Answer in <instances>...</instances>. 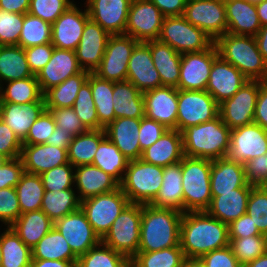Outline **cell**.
<instances>
[{
  "label": "cell",
  "mask_w": 267,
  "mask_h": 267,
  "mask_svg": "<svg viewBox=\"0 0 267 267\" xmlns=\"http://www.w3.org/2000/svg\"><path fill=\"white\" fill-rule=\"evenodd\" d=\"M72 4L70 0H30L28 13L52 25Z\"/></svg>",
  "instance_id": "55"
},
{
  "label": "cell",
  "mask_w": 267,
  "mask_h": 267,
  "mask_svg": "<svg viewBox=\"0 0 267 267\" xmlns=\"http://www.w3.org/2000/svg\"><path fill=\"white\" fill-rule=\"evenodd\" d=\"M257 15L261 26L267 25V0L262 1L259 4H256Z\"/></svg>",
  "instance_id": "72"
},
{
  "label": "cell",
  "mask_w": 267,
  "mask_h": 267,
  "mask_svg": "<svg viewBox=\"0 0 267 267\" xmlns=\"http://www.w3.org/2000/svg\"><path fill=\"white\" fill-rule=\"evenodd\" d=\"M2 261L0 267H30L31 249L11 227L1 234Z\"/></svg>",
  "instance_id": "43"
},
{
  "label": "cell",
  "mask_w": 267,
  "mask_h": 267,
  "mask_svg": "<svg viewBox=\"0 0 267 267\" xmlns=\"http://www.w3.org/2000/svg\"><path fill=\"white\" fill-rule=\"evenodd\" d=\"M185 256L180 245L153 252H138L131 260L132 267H181Z\"/></svg>",
  "instance_id": "48"
},
{
  "label": "cell",
  "mask_w": 267,
  "mask_h": 267,
  "mask_svg": "<svg viewBox=\"0 0 267 267\" xmlns=\"http://www.w3.org/2000/svg\"><path fill=\"white\" fill-rule=\"evenodd\" d=\"M73 137L74 136L71 133L64 132L62 128L56 126L46 144L54 145L67 150L70 142L73 140Z\"/></svg>",
  "instance_id": "68"
},
{
  "label": "cell",
  "mask_w": 267,
  "mask_h": 267,
  "mask_svg": "<svg viewBox=\"0 0 267 267\" xmlns=\"http://www.w3.org/2000/svg\"><path fill=\"white\" fill-rule=\"evenodd\" d=\"M248 79L232 64L218 56L212 64L206 91L220 104L231 98Z\"/></svg>",
  "instance_id": "23"
},
{
  "label": "cell",
  "mask_w": 267,
  "mask_h": 267,
  "mask_svg": "<svg viewBox=\"0 0 267 267\" xmlns=\"http://www.w3.org/2000/svg\"><path fill=\"white\" fill-rule=\"evenodd\" d=\"M2 261V250H1V235H0V265Z\"/></svg>",
  "instance_id": "77"
},
{
  "label": "cell",
  "mask_w": 267,
  "mask_h": 267,
  "mask_svg": "<svg viewBox=\"0 0 267 267\" xmlns=\"http://www.w3.org/2000/svg\"><path fill=\"white\" fill-rule=\"evenodd\" d=\"M73 189L45 190L40 210L53 221L61 219L80 208V201Z\"/></svg>",
  "instance_id": "44"
},
{
  "label": "cell",
  "mask_w": 267,
  "mask_h": 267,
  "mask_svg": "<svg viewBox=\"0 0 267 267\" xmlns=\"http://www.w3.org/2000/svg\"><path fill=\"white\" fill-rule=\"evenodd\" d=\"M165 17L182 16L187 0H150Z\"/></svg>",
  "instance_id": "67"
},
{
  "label": "cell",
  "mask_w": 267,
  "mask_h": 267,
  "mask_svg": "<svg viewBox=\"0 0 267 267\" xmlns=\"http://www.w3.org/2000/svg\"><path fill=\"white\" fill-rule=\"evenodd\" d=\"M182 16L214 42L227 32L224 0H187Z\"/></svg>",
  "instance_id": "13"
},
{
  "label": "cell",
  "mask_w": 267,
  "mask_h": 267,
  "mask_svg": "<svg viewBox=\"0 0 267 267\" xmlns=\"http://www.w3.org/2000/svg\"><path fill=\"white\" fill-rule=\"evenodd\" d=\"M255 39L258 49L262 54L264 61L267 63V25L260 28Z\"/></svg>",
  "instance_id": "71"
},
{
  "label": "cell",
  "mask_w": 267,
  "mask_h": 267,
  "mask_svg": "<svg viewBox=\"0 0 267 267\" xmlns=\"http://www.w3.org/2000/svg\"><path fill=\"white\" fill-rule=\"evenodd\" d=\"M7 156L4 154L0 153V168L9 160Z\"/></svg>",
  "instance_id": "75"
},
{
  "label": "cell",
  "mask_w": 267,
  "mask_h": 267,
  "mask_svg": "<svg viewBox=\"0 0 267 267\" xmlns=\"http://www.w3.org/2000/svg\"><path fill=\"white\" fill-rule=\"evenodd\" d=\"M229 129L220 115L213 120L190 126L182 134L184 156L215 160L227 157L230 148Z\"/></svg>",
  "instance_id": "3"
},
{
  "label": "cell",
  "mask_w": 267,
  "mask_h": 267,
  "mask_svg": "<svg viewBox=\"0 0 267 267\" xmlns=\"http://www.w3.org/2000/svg\"><path fill=\"white\" fill-rule=\"evenodd\" d=\"M219 115V104L206 90H178L176 130L210 120Z\"/></svg>",
  "instance_id": "10"
},
{
  "label": "cell",
  "mask_w": 267,
  "mask_h": 267,
  "mask_svg": "<svg viewBox=\"0 0 267 267\" xmlns=\"http://www.w3.org/2000/svg\"><path fill=\"white\" fill-rule=\"evenodd\" d=\"M23 143L16 134L0 118V153L10 159L18 158L21 154Z\"/></svg>",
  "instance_id": "63"
},
{
  "label": "cell",
  "mask_w": 267,
  "mask_h": 267,
  "mask_svg": "<svg viewBox=\"0 0 267 267\" xmlns=\"http://www.w3.org/2000/svg\"><path fill=\"white\" fill-rule=\"evenodd\" d=\"M253 185L234 189V192L220 193V196H212L211 204L206 212L229 225L234 220L246 214L247 202Z\"/></svg>",
  "instance_id": "32"
},
{
  "label": "cell",
  "mask_w": 267,
  "mask_h": 267,
  "mask_svg": "<svg viewBox=\"0 0 267 267\" xmlns=\"http://www.w3.org/2000/svg\"><path fill=\"white\" fill-rule=\"evenodd\" d=\"M54 118L57 127L64 132L76 135L85 133L88 129L82 124L72 107L70 108H46Z\"/></svg>",
  "instance_id": "57"
},
{
  "label": "cell",
  "mask_w": 267,
  "mask_h": 267,
  "mask_svg": "<svg viewBox=\"0 0 267 267\" xmlns=\"http://www.w3.org/2000/svg\"><path fill=\"white\" fill-rule=\"evenodd\" d=\"M109 36L110 34L98 23L91 19L86 22L81 40L75 50L82 70L94 73L99 67Z\"/></svg>",
  "instance_id": "20"
},
{
  "label": "cell",
  "mask_w": 267,
  "mask_h": 267,
  "mask_svg": "<svg viewBox=\"0 0 267 267\" xmlns=\"http://www.w3.org/2000/svg\"><path fill=\"white\" fill-rule=\"evenodd\" d=\"M31 76L34 75L29 68L24 48L18 45L0 46L1 82L21 80Z\"/></svg>",
  "instance_id": "37"
},
{
  "label": "cell",
  "mask_w": 267,
  "mask_h": 267,
  "mask_svg": "<svg viewBox=\"0 0 267 267\" xmlns=\"http://www.w3.org/2000/svg\"><path fill=\"white\" fill-rule=\"evenodd\" d=\"M54 227L66 239L77 257L101 242L81 208L54 222Z\"/></svg>",
  "instance_id": "17"
},
{
  "label": "cell",
  "mask_w": 267,
  "mask_h": 267,
  "mask_svg": "<svg viewBox=\"0 0 267 267\" xmlns=\"http://www.w3.org/2000/svg\"><path fill=\"white\" fill-rule=\"evenodd\" d=\"M263 83L248 80L231 98L219 104V115L229 129L254 123L259 88Z\"/></svg>",
  "instance_id": "11"
},
{
  "label": "cell",
  "mask_w": 267,
  "mask_h": 267,
  "mask_svg": "<svg viewBox=\"0 0 267 267\" xmlns=\"http://www.w3.org/2000/svg\"><path fill=\"white\" fill-rule=\"evenodd\" d=\"M142 204L130 203L114 220L101 242L131 260L140 243Z\"/></svg>",
  "instance_id": "7"
},
{
  "label": "cell",
  "mask_w": 267,
  "mask_h": 267,
  "mask_svg": "<svg viewBox=\"0 0 267 267\" xmlns=\"http://www.w3.org/2000/svg\"><path fill=\"white\" fill-rule=\"evenodd\" d=\"M141 119L122 117L104 128L106 137L130 160L141 158L139 129Z\"/></svg>",
  "instance_id": "26"
},
{
  "label": "cell",
  "mask_w": 267,
  "mask_h": 267,
  "mask_svg": "<svg viewBox=\"0 0 267 267\" xmlns=\"http://www.w3.org/2000/svg\"><path fill=\"white\" fill-rule=\"evenodd\" d=\"M162 179L161 188L150 205L184 213L182 161L163 167Z\"/></svg>",
  "instance_id": "33"
},
{
  "label": "cell",
  "mask_w": 267,
  "mask_h": 267,
  "mask_svg": "<svg viewBox=\"0 0 267 267\" xmlns=\"http://www.w3.org/2000/svg\"><path fill=\"white\" fill-rule=\"evenodd\" d=\"M163 167L143 160H130L120 188L130 203L150 204L157 196L163 181Z\"/></svg>",
  "instance_id": "6"
},
{
  "label": "cell",
  "mask_w": 267,
  "mask_h": 267,
  "mask_svg": "<svg viewBox=\"0 0 267 267\" xmlns=\"http://www.w3.org/2000/svg\"><path fill=\"white\" fill-rule=\"evenodd\" d=\"M132 0H87L89 18L110 35L125 34Z\"/></svg>",
  "instance_id": "21"
},
{
  "label": "cell",
  "mask_w": 267,
  "mask_h": 267,
  "mask_svg": "<svg viewBox=\"0 0 267 267\" xmlns=\"http://www.w3.org/2000/svg\"><path fill=\"white\" fill-rule=\"evenodd\" d=\"M56 127L54 118L49 110H44L34 121L23 144H43L53 133Z\"/></svg>",
  "instance_id": "56"
},
{
  "label": "cell",
  "mask_w": 267,
  "mask_h": 267,
  "mask_svg": "<svg viewBox=\"0 0 267 267\" xmlns=\"http://www.w3.org/2000/svg\"><path fill=\"white\" fill-rule=\"evenodd\" d=\"M24 172V166L20 157L9 159L0 168V189L15 188Z\"/></svg>",
  "instance_id": "64"
},
{
  "label": "cell",
  "mask_w": 267,
  "mask_h": 267,
  "mask_svg": "<svg viewBox=\"0 0 267 267\" xmlns=\"http://www.w3.org/2000/svg\"><path fill=\"white\" fill-rule=\"evenodd\" d=\"M24 15L0 9V46L18 45Z\"/></svg>",
  "instance_id": "54"
},
{
  "label": "cell",
  "mask_w": 267,
  "mask_h": 267,
  "mask_svg": "<svg viewBox=\"0 0 267 267\" xmlns=\"http://www.w3.org/2000/svg\"><path fill=\"white\" fill-rule=\"evenodd\" d=\"M29 7L30 0H0V9L10 13L26 14Z\"/></svg>",
  "instance_id": "69"
},
{
  "label": "cell",
  "mask_w": 267,
  "mask_h": 267,
  "mask_svg": "<svg viewBox=\"0 0 267 267\" xmlns=\"http://www.w3.org/2000/svg\"><path fill=\"white\" fill-rule=\"evenodd\" d=\"M113 108L115 119L145 117L143 93L130 81L113 82Z\"/></svg>",
  "instance_id": "35"
},
{
  "label": "cell",
  "mask_w": 267,
  "mask_h": 267,
  "mask_svg": "<svg viewBox=\"0 0 267 267\" xmlns=\"http://www.w3.org/2000/svg\"><path fill=\"white\" fill-rule=\"evenodd\" d=\"M87 82L90 84L95 103L99 129H104L115 120L113 108V81L99 78L94 73H89Z\"/></svg>",
  "instance_id": "39"
},
{
  "label": "cell",
  "mask_w": 267,
  "mask_h": 267,
  "mask_svg": "<svg viewBox=\"0 0 267 267\" xmlns=\"http://www.w3.org/2000/svg\"><path fill=\"white\" fill-rule=\"evenodd\" d=\"M138 40L126 34L110 35L106 50L94 74L113 82L127 80V67Z\"/></svg>",
  "instance_id": "12"
},
{
  "label": "cell",
  "mask_w": 267,
  "mask_h": 267,
  "mask_svg": "<svg viewBox=\"0 0 267 267\" xmlns=\"http://www.w3.org/2000/svg\"><path fill=\"white\" fill-rule=\"evenodd\" d=\"M228 225L206 211L185 212L181 218L179 245L185 258L199 259L229 245Z\"/></svg>",
  "instance_id": "1"
},
{
  "label": "cell",
  "mask_w": 267,
  "mask_h": 267,
  "mask_svg": "<svg viewBox=\"0 0 267 267\" xmlns=\"http://www.w3.org/2000/svg\"><path fill=\"white\" fill-rule=\"evenodd\" d=\"M218 56L215 43L204 51L182 54L177 89L206 90L213 61Z\"/></svg>",
  "instance_id": "15"
},
{
  "label": "cell",
  "mask_w": 267,
  "mask_h": 267,
  "mask_svg": "<svg viewBox=\"0 0 267 267\" xmlns=\"http://www.w3.org/2000/svg\"><path fill=\"white\" fill-rule=\"evenodd\" d=\"M81 71L75 51L54 47L49 62L38 72L36 78L44 94L48 89L58 86Z\"/></svg>",
  "instance_id": "24"
},
{
  "label": "cell",
  "mask_w": 267,
  "mask_h": 267,
  "mask_svg": "<svg viewBox=\"0 0 267 267\" xmlns=\"http://www.w3.org/2000/svg\"><path fill=\"white\" fill-rule=\"evenodd\" d=\"M75 168L70 162L54 167L42 173L41 179L43 187L48 191H59L65 189H72L74 185V172Z\"/></svg>",
  "instance_id": "53"
},
{
  "label": "cell",
  "mask_w": 267,
  "mask_h": 267,
  "mask_svg": "<svg viewBox=\"0 0 267 267\" xmlns=\"http://www.w3.org/2000/svg\"><path fill=\"white\" fill-rule=\"evenodd\" d=\"M130 260L100 242L77 258L76 267H128Z\"/></svg>",
  "instance_id": "47"
},
{
  "label": "cell",
  "mask_w": 267,
  "mask_h": 267,
  "mask_svg": "<svg viewBox=\"0 0 267 267\" xmlns=\"http://www.w3.org/2000/svg\"><path fill=\"white\" fill-rule=\"evenodd\" d=\"M204 267H241L230 246L216 249L199 258Z\"/></svg>",
  "instance_id": "62"
},
{
  "label": "cell",
  "mask_w": 267,
  "mask_h": 267,
  "mask_svg": "<svg viewBox=\"0 0 267 267\" xmlns=\"http://www.w3.org/2000/svg\"><path fill=\"white\" fill-rule=\"evenodd\" d=\"M247 1L250 2V3H252V4H254V5H256V4L261 3L264 0H247Z\"/></svg>",
  "instance_id": "76"
},
{
  "label": "cell",
  "mask_w": 267,
  "mask_h": 267,
  "mask_svg": "<svg viewBox=\"0 0 267 267\" xmlns=\"http://www.w3.org/2000/svg\"><path fill=\"white\" fill-rule=\"evenodd\" d=\"M212 160L182 159V187L185 212L206 211L212 200L210 174Z\"/></svg>",
  "instance_id": "5"
},
{
  "label": "cell",
  "mask_w": 267,
  "mask_h": 267,
  "mask_svg": "<svg viewBox=\"0 0 267 267\" xmlns=\"http://www.w3.org/2000/svg\"><path fill=\"white\" fill-rule=\"evenodd\" d=\"M254 123L267 130V82H264L259 88L254 111Z\"/></svg>",
  "instance_id": "66"
},
{
  "label": "cell",
  "mask_w": 267,
  "mask_h": 267,
  "mask_svg": "<svg viewBox=\"0 0 267 267\" xmlns=\"http://www.w3.org/2000/svg\"><path fill=\"white\" fill-rule=\"evenodd\" d=\"M7 83L5 89L0 87V102L24 104L44 100L36 75Z\"/></svg>",
  "instance_id": "45"
},
{
  "label": "cell",
  "mask_w": 267,
  "mask_h": 267,
  "mask_svg": "<svg viewBox=\"0 0 267 267\" xmlns=\"http://www.w3.org/2000/svg\"><path fill=\"white\" fill-rule=\"evenodd\" d=\"M229 239V246L242 266H246L249 262L267 252V238L265 235Z\"/></svg>",
  "instance_id": "50"
},
{
  "label": "cell",
  "mask_w": 267,
  "mask_h": 267,
  "mask_svg": "<svg viewBox=\"0 0 267 267\" xmlns=\"http://www.w3.org/2000/svg\"><path fill=\"white\" fill-rule=\"evenodd\" d=\"M52 26L50 23L43 21L29 13L24 15L23 26L19 37L18 46L30 48L37 45L51 43Z\"/></svg>",
  "instance_id": "49"
},
{
  "label": "cell",
  "mask_w": 267,
  "mask_h": 267,
  "mask_svg": "<svg viewBox=\"0 0 267 267\" xmlns=\"http://www.w3.org/2000/svg\"><path fill=\"white\" fill-rule=\"evenodd\" d=\"M264 154H267V130L256 123L231 129L227 154L230 160L244 164Z\"/></svg>",
  "instance_id": "16"
},
{
  "label": "cell",
  "mask_w": 267,
  "mask_h": 267,
  "mask_svg": "<svg viewBox=\"0 0 267 267\" xmlns=\"http://www.w3.org/2000/svg\"><path fill=\"white\" fill-rule=\"evenodd\" d=\"M214 43L219 56L235 66L248 80L267 82V63L254 36L226 32Z\"/></svg>",
  "instance_id": "4"
},
{
  "label": "cell",
  "mask_w": 267,
  "mask_h": 267,
  "mask_svg": "<svg viewBox=\"0 0 267 267\" xmlns=\"http://www.w3.org/2000/svg\"><path fill=\"white\" fill-rule=\"evenodd\" d=\"M21 214L16 188L0 189V221L10 227Z\"/></svg>",
  "instance_id": "58"
},
{
  "label": "cell",
  "mask_w": 267,
  "mask_h": 267,
  "mask_svg": "<svg viewBox=\"0 0 267 267\" xmlns=\"http://www.w3.org/2000/svg\"><path fill=\"white\" fill-rule=\"evenodd\" d=\"M106 137L104 129L88 130L70 142L68 160L74 166L92 164L99 143Z\"/></svg>",
  "instance_id": "40"
},
{
  "label": "cell",
  "mask_w": 267,
  "mask_h": 267,
  "mask_svg": "<svg viewBox=\"0 0 267 267\" xmlns=\"http://www.w3.org/2000/svg\"><path fill=\"white\" fill-rule=\"evenodd\" d=\"M168 129L147 117L141 118L139 129V145L141 152L154 144Z\"/></svg>",
  "instance_id": "61"
},
{
  "label": "cell",
  "mask_w": 267,
  "mask_h": 267,
  "mask_svg": "<svg viewBox=\"0 0 267 267\" xmlns=\"http://www.w3.org/2000/svg\"><path fill=\"white\" fill-rule=\"evenodd\" d=\"M129 159H127L114 143L105 137L98 145L92 165L122 182Z\"/></svg>",
  "instance_id": "42"
},
{
  "label": "cell",
  "mask_w": 267,
  "mask_h": 267,
  "mask_svg": "<svg viewBox=\"0 0 267 267\" xmlns=\"http://www.w3.org/2000/svg\"><path fill=\"white\" fill-rule=\"evenodd\" d=\"M227 32L233 35L256 36L262 27L256 5L247 0H224Z\"/></svg>",
  "instance_id": "30"
},
{
  "label": "cell",
  "mask_w": 267,
  "mask_h": 267,
  "mask_svg": "<svg viewBox=\"0 0 267 267\" xmlns=\"http://www.w3.org/2000/svg\"><path fill=\"white\" fill-rule=\"evenodd\" d=\"M158 40L179 54L204 51L214 43L203 30L183 16L165 17Z\"/></svg>",
  "instance_id": "8"
},
{
  "label": "cell",
  "mask_w": 267,
  "mask_h": 267,
  "mask_svg": "<svg viewBox=\"0 0 267 267\" xmlns=\"http://www.w3.org/2000/svg\"><path fill=\"white\" fill-rule=\"evenodd\" d=\"M45 109L44 100L24 104L0 102V118L23 142L30 127Z\"/></svg>",
  "instance_id": "27"
},
{
  "label": "cell",
  "mask_w": 267,
  "mask_h": 267,
  "mask_svg": "<svg viewBox=\"0 0 267 267\" xmlns=\"http://www.w3.org/2000/svg\"><path fill=\"white\" fill-rule=\"evenodd\" d=\"M32 259L61 260L77 262V256L72 252L69 244L62 234L53 227L31 249Z\"/></svg>",
  "instance_id": "38"
},
{
  "label": "cell",
  "mask_w": 267,
  "mask_h": 267,
  "mask_svg": "<svg viewBox=\"0 0 267 267\" xmlns=\"http://www.w3.org/2000/svg\"><path fill=\"white\" fill-rule=\"evenodd\" d=\"M246 213L259 232L267 234V186H253L247 202Z\"/></svg>",
  "instance_id": "52"
},
{
  "label": "cell",
  "mask_w": 267,
  "mask_h": 267,
  "mask_svg": "<svg viewBox=\"0 0 267 267\" xmlns=\"http://www.w3.org/2000/svg\"><path fill=\"white\" fill-rule=\"evenodd\" d=\"M229 238H243L263 235L259 232L252 218L246 213L228 225Z\"/></svg>",
  "instance_id": "65"
},
{
  "label": "cell",
  "mask_w": 267,
  "mask_h": 267,
  "mask_svg": "<svg viewBox=\"0 0 267 267\" xmlns=\"http://www.w3.org/2000/svg\"><path fill=\"white\" fill-rule=\"evenodd\" d=\"M184 157L182 134L168 129L154 144L142 151L141 160L166 167L182 161Z\"/></svg>",
  "instance_id": "31"
},
{
  "label": "cell",
  "mask_w": 267,
  "mask_h": 267,
  "mask_svg": "<svg viewBox=\"0 0 267 267\" xmlns=\"http://www.w3.org/2000/svg\"><path fill=\"white\" fill-rule=\"evenodd\" d=\"M150 47L154 66L159 73L162 86L178 87L180 77L181 56L168 44L160 40L145 42Z\"/></svg>",
  "instance_id": "34"
},
{
  "label": "cell",
  "mask_w": 267,
  "mask_h": 267,
  "mask_svg": "<svg viewBox=\"0 0 267 267\" xmlns=\"http://www.w3.org/2000/svg\"><path fill=\"white\" fill-rule=\"evenodd\" d=\"M246 181L253 186H267V154L244 163Z\"/></svg>",
  "instance_id": "59"
},
{
  "label": "cell",
  "mask_w": 267,
  "mask_h": 267,
  "mask_svg": "<svg viewBox=\"0 0 267 267\" xmlns=\"http://www.w3.org/2000/svg\"><path fill=\"white\" fill-rule=\"evenodd\" d=\"M145 117L155 120L167 129H176L178 89L161 86L143 93Z\"/></svg>",
  "instance_id": "19"
},
{
  "label": "cell",
  "mask_w": 267,
  "mask_h": 267,
  "mask_svg": "<svg viewBox=\"0 0 267 267\" xmlns=\"http://www.w3.org/2000/svg\"><path fill=\"white\" fill-rule=\"evenodd\" d=\"M15 188L22 214L40 210L45 192L40 175L24 172Z\"/></svg>",
  "instance_id": "46"
},
{
  "label": "cell",
  "mask_w": 267,
  "mask_h": 267,
  "mask_svg": "<svg viewBox=\"0 0 267 267\" xmlns=\"http://www.w3.org/2000/svg\"><path fill=\"white\" fill-rule=\"evenodd\" d=\"M165 16L150 0H132L125 34L139 42L158 39Z\"/></svg>",
  "instance_id": "14"
},
{
  "label": "cell",
  "mask_w": 267,
  "mask_h": 267,
  "mask_svg": "<svg viewBox=\"0 0 267 267\" xmlns=\"http://www.w3.org/2000/svg\"><path fill=\"white\" fill-rule=\"evenodd\" d=\"M183 213L142 204L138 252H153L179 246Z\"/></svg>",
  "instance_id": "2"
},
{
  "label": "cell",
  "mask_w": 267,
  "mask_h": 267,
  "mask_svg": "<svg viewBox=\"0 0 267 267\" xmlns=\"http://www.w3.org/2000/svg\"><path fill=\"white\" fill-rule=\"evenodd\" d=\"M25 172L42 173L69 162L67 150L50 144H23L20 154Z\"/></svg>",
  "instance_id": "25"
},
{
  "label": "cell",
  "mask_w": 267,
  "mask_h": 267,
  "mask_svg": "<svg viewBox=\"0 0 267 267\" xmlns=\"http://www.w3.org/2000/svg\"><path fill=\"white\" fill-rule=\"evenodd\" d=\"M127 81H130L141 93L162 86L152 60L150 47L145 42H139L132 51L127 67Z\"/></svg>",
  "instance_id": "22"
},
{
  "label": "cell",
  "mask_w": 267,
  "mask_h": 267,
  "mask_svg": "<svg viewBox=\"0 0 267 267\" xmlns=\"http://www.w3.org/2000/svg\"><path fill=\"white\" fill-rule=\"evenodd\" d=\"M73 110L88 130H99V120L90 84L86 81L78 91Z\"/></svg>",
  "instance_id": "51"
},
{
  "label": "cell",
  "mask_w": 267,
  "mask_h": 267,
  "mask_svg": "<svg viewBox=\"0 0 267 267\" xmlns=\"http://www.w3.org/2000/svg\"><path fill=\"white\" fill-rule=\"evenodd\" d=\"M130 204L122 189L99 194L80 202L87 221L94 232L102 239L111 228L114 220Z\"/></svg>",
  "instance_id": "9"
},
{
  "label": "cell",
  "mask_w": 267,
  "mask_h": 267,
  "mask_svg": "<svg viewBox=\"0 0 267 267\" xmlns=\"http://www.w3.org/2000/svg\"><path fill=\"white\" fill-rule=\"evenodd\" d=\"M181 267H204L200 259L197 258H185Z\"/></svg>",
  "instance_id": "74"
},
{
  "label": "cell",
  "mask_w": 267,
  "mask_h": 267,
  "mask_svg": "<svg viewBox=\"0 0 267 267\" xmlns=\"http://www.w3.org/2000/svg\"><path fill=\"white\" fill-rule=\"evenodd\" d=\"M74 170V183L79 192L80 202L120 187V183L114 177L92 164L80 165Z\"/></svg>",
  "instance_id": "28"
},
{
  "label": "cell",
  "mask_w": 267,
  "mask_h": 267,
  "mask_svg": "<svg viewBox=\"0 0 267 267\" xmlns=\"http://www.w3.org/2000/svg\"><path fill=\"white\" fill-rule=\"evenodd\" d=\"M10 227L32 249L54 227V222L38 210L21 214Z\"/></svg>",
  "instance_id": "36"
},
{
  "label": "cell",
  "mask_w": 267,
  "mask_h": 267,
  "mask_svg": "<svg viewBox=\"0 0 267 267\" xmlns=\"http://www.w3.org/2000/svg\"><path fill=\"white\" fill-rule=\"evenodd\" d=\"M247 184L243 163L232 161L228 157L212 160L210 174L212 196L234 192V189Z\"/></svg>",
  "instance_id": "29"
},
{
  "label": "cell",
  "mask_w": 267,
  "mask_h": 267,
  "mask_svg": "<svg viewBox=\"0 0 267 267\" xmlns=\"http://www.w3.org/2000/svg\"><path fill=\"white\" fill-rule=\"evenodd\" d=\"M88 71L82 70L80 73L68 77L64 82L56 87L48 89L44 94L46 108H70L73 107L78 91L87 81Z\"/></svg>",
  "instance_id": "41"
},
{
  "label": "cell",
  "mask_w": 267,
  "mask_h": 267,
  "mask_svg": "<svg viewBox=\"0 0 267 267\" xmlns=\"http://www.w3.org/2000/svg\"><path fill=\"white\" fill-rule=\"evenodd\" d=\"M245 267H267V252L249 262Z\"/></svg>",
  "instance_id": "73"
},
{
  "label": "cell",
  "mask_w": 267,
  "mask_h": 267,
  "mask_svg": "<svg viewBox=\"0 0 267 267\" xmlns=\"http://www.w3.org/2000/svg\"><path fill=\"white\" fill-rule=\"evenodd\" d=\"M30 267H76L72 261L31 259Z\"/></svg>",
  "instance_id": "70"
},
{
  "label": "cell",
  "mask_w": 267,
  "mask_h": 267,
  "mask_svg": "<svg viewBox=\"0 0 267 267\" xmlns=\"http://www.w3.org/2000/svg\"><path fill=\"white\" fill-rule=\"evenodd\" d=\"M89 19L87 8L83 12L73 3L51 25V44L58 49L75 51Z\"/></svg>",
  "instance_id": "18"
},
{
  "label": "cell",
  "mask_w": 267,
  "mask_h": 267,
  "mask_svg": "<svg viewBox=\"0 0 267 267\" xmlns=\"http://www.w3.org/2000/svg\"><path fill=\"white\" fill-rule=\"evenodd\" d=\"M24 51L31 72L33 75H37L49 62L54 51V46L51 43H46L25 48Z\"/></svg>",
  "instance_id": "60"
}]
</instances>
